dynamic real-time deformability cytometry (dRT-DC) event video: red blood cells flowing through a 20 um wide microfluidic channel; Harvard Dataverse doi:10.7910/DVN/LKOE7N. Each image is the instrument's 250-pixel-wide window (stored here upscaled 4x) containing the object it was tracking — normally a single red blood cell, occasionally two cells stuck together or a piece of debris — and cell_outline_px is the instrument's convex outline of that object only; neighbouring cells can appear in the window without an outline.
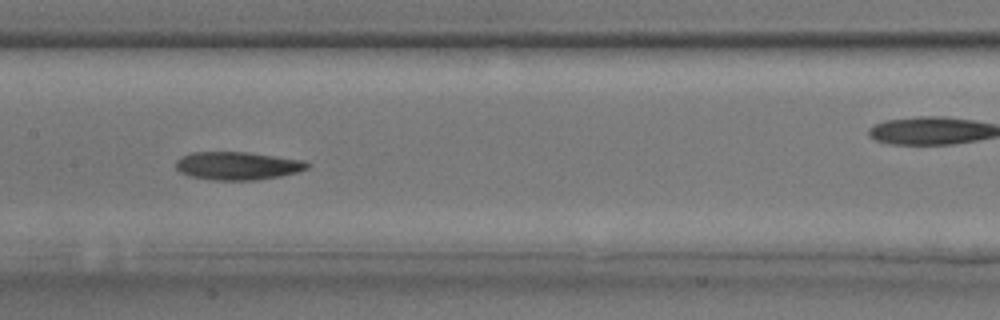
{"species": "common noctule bat (a hibernating species)", "species_latin": "Nyctalus noctula", "temperature_condition": "room temperature", "stored_images_in_passage": 24, "camera_frame_rate_fps": 3000, "um_per_image_px": 0.085, "animal": {"sex": "male", "body_mass_g": 17.9, "forearm_length_mm": 54.2}, "frame": {"image": 1, "passage_image": 11, "time_ms": 3.333, "image_size_px": [1000, 320], "cell_outline_px": [[312, 164], [308, 168], [296, 172], [280, 176], [256, 180], [216, 180], [188, 176], [180, 172], [176, 168], [176, 160], [180, 156], [192, 152], [248, 152], [304, 160]], "centroid_in_image_um": [20.18, 14.08], "position_along_channel_um": 187.2, "area_um2": 21.62}}